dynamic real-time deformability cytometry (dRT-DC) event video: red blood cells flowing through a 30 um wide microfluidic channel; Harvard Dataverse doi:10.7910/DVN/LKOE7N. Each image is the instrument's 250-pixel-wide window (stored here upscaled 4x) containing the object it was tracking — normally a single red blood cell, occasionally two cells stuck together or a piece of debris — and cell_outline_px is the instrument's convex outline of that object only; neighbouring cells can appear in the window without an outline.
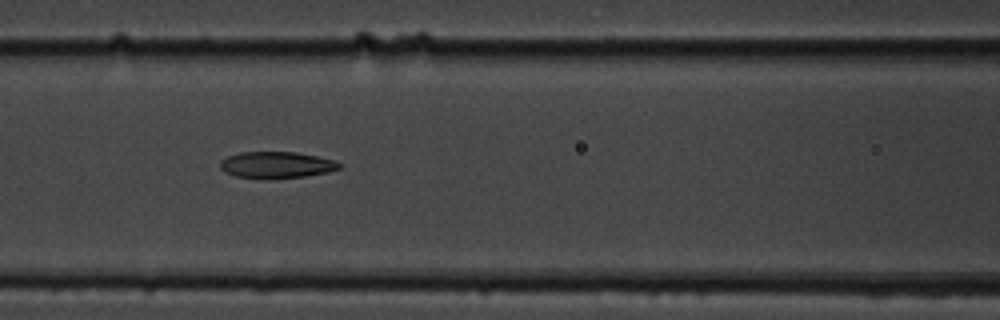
{"species": "common noctule bat (a hibernating species)", "species_latin": "Nyctalus noctula", "temperature_condition": "cold", "stored_images_in_passage": 9, "camera_frame_rate_fps": 3000, "um_per_image_px": 0.085, "animal": {"sex": "male", "body_mass_g": 19.5, "forearm_length_mm": 54.6}, "frame": {"image": 1, "passage_image": 8, "time_ms": 8.0, "image_size_px": [1000, 320], "cell_outline_px": [[344, 164], [340, 168], [328, 172], [304, 176], [236, 176], [224, 172], [220, 168], [220, 160], [228, 156], [240, 152], [296, 152], [336, 160]], "centroid_in_image_um": [23.54, 13.97], "position_along_channel_um": 143.1, "area_um2": 17.74}}
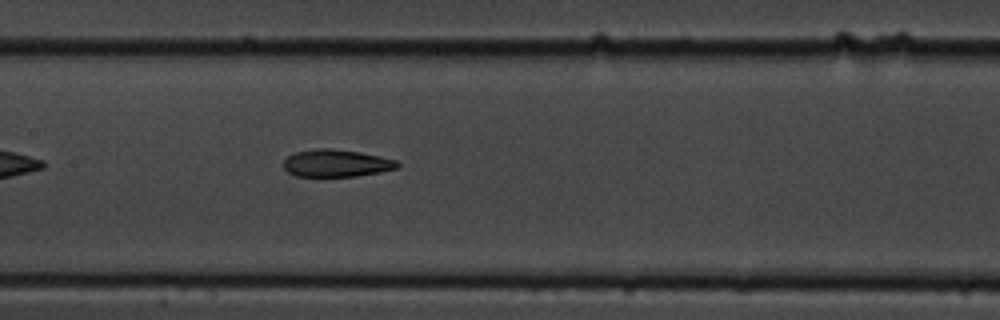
{"frame": {"image": 2, "passage_image": 9, "time_ms": 9.0, "image_size_px": [1000, 320], "cell_outline_px": [[400, 164], [396, 168], [380, 172], [356, 176], [296, 176], [288, 172], [284, 168], [284, 160], [288, 156], [296, 152], [316, 148], [332, 148], [360, 152], [380, 156], [396, 160]], "centroid_in_image_um": [28.58, 13.86], "position_along_channel_um": 178.8, "area_um2": 18.09}}